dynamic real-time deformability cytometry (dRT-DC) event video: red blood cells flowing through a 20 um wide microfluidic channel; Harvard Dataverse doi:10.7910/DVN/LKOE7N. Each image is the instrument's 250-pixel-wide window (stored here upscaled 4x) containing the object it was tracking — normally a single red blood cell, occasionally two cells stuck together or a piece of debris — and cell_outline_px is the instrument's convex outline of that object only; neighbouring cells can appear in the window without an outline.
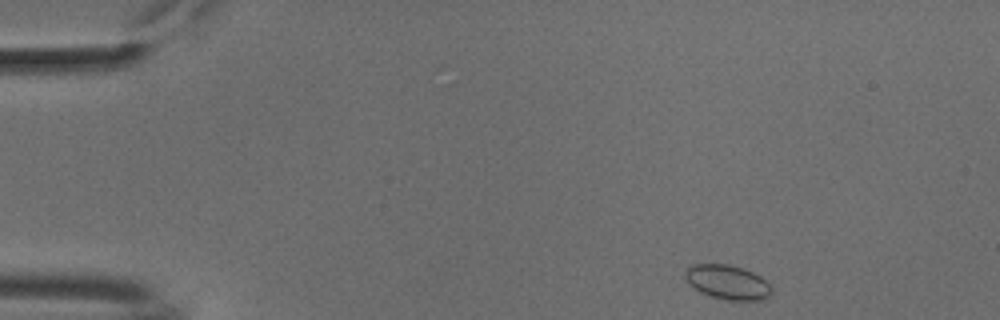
{"species": "common noctule bat (a hibernating species)", "species_latin": "Nyctalus noctula", "temperature_condition": "cold", "stored_images_in_passage": 48, "camera_frame_rate_fps": 3000, "um_per_image_px": 0.085, "animal": {"sex": "male", "body_mass_g": 18.8}, "frame": {"image": 1, "passage_image": 1, "time_ms": 0.0, "image_size_px": [1000, 320], "cell_outline_px": [[772, 296], [764, 300], [724, 300], [700, 292], [688, 284], [684, 276], [684, 272], [692, 264], [728, 264], [744, 268], [760, 276], [772, 288]], "centroid_in_image_um": [61.85, 23.99], "position_along_channel_um": 23.2, "area_um2": 17.51}}
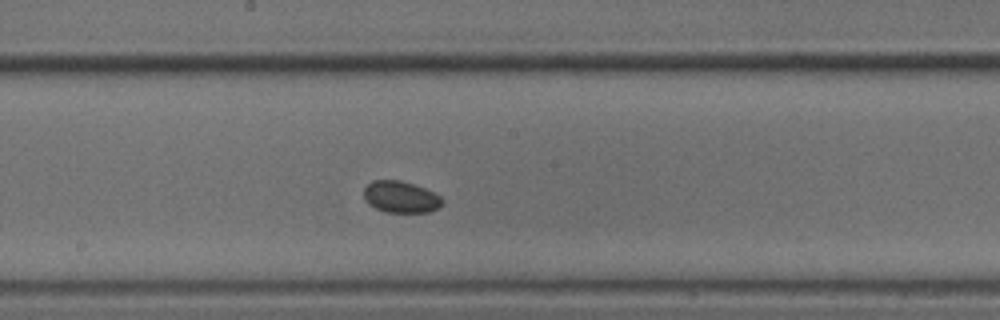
{"frame": {"image": 2, "passage_image": 23, "time_ms": 7.333, "image_size_px": [1000, 320], "cell_outline_px": [[444, 204], [440, 208], [428, 212], [384, 212], [368, 204], [364, 200], [364, 188], [372, 180], [400, 180], [424, 188], [440, 196], [444, 200]], "centroid_in_image_um": [34.07, 16.75], "position_along_channel_um": 214.1, "area_um2": 14.57}}
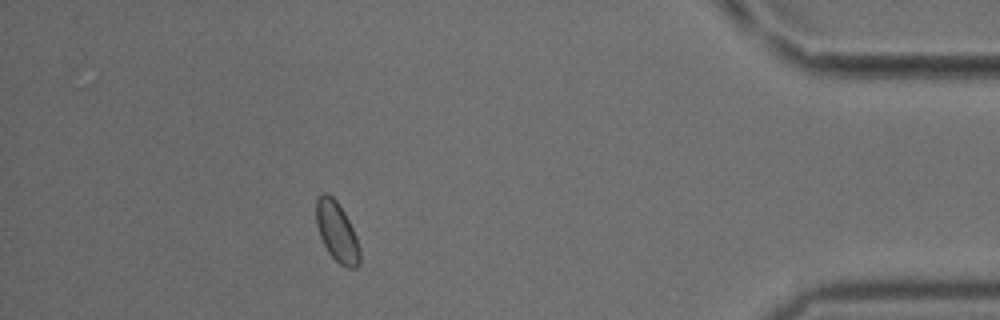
{"frame": {"image": 3, "passage_image": 42, "time_ms": 13.667, "image_size_px": [1000, 320], "cell_outline_px": [[360, 260], [356, 268], [348, 268], [340, 264], [328, 252], [320, 236], [316, 224], [316, 200], [324, 192], [328, 192], [336, 200], [344, 212], [356, 236], [360, 248]], "centroid_in_image_um": [28.63, 19.7], "position_along_channel_um": 406.6, "area_um2": 15.09}}